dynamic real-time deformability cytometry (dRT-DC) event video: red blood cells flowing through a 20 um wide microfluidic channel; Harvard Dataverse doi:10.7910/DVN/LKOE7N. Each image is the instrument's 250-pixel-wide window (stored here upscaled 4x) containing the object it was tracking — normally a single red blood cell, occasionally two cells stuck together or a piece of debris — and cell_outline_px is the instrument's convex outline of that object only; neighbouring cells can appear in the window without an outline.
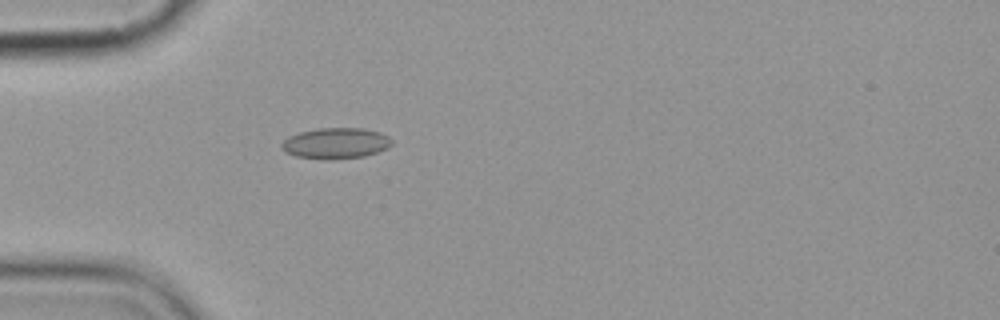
{"species": "common noctule bat (a hibernating species)", "species_latin": "Nyctalus noctula", "temperature_condition": "cold", "stored_images_in_passage": 1, "camera_frame_rate_fps": 3000, "um_per_image_px": 0.085, "animal": {"sex": "female", "body_mass_g": 19.9}, "frame": {"image": 1, "passage_image": 1, "time_ms": 0.0, "image_size_px": [1000, 320], "cell_outline_px": [[392, 144], [388, 148], [364, 156], [332, 160], [324, 160], [296, 156], [284, 152], [280, 148], [280, 144], [288, 136], [300, 132], [316, 128], [364, 128], [380, 132], [388, 136], [392, 140]], "centroid_in_image_um": [28.51, 12.18], "position_along_channel_um": 56.5, "area_um2": 20.11}}